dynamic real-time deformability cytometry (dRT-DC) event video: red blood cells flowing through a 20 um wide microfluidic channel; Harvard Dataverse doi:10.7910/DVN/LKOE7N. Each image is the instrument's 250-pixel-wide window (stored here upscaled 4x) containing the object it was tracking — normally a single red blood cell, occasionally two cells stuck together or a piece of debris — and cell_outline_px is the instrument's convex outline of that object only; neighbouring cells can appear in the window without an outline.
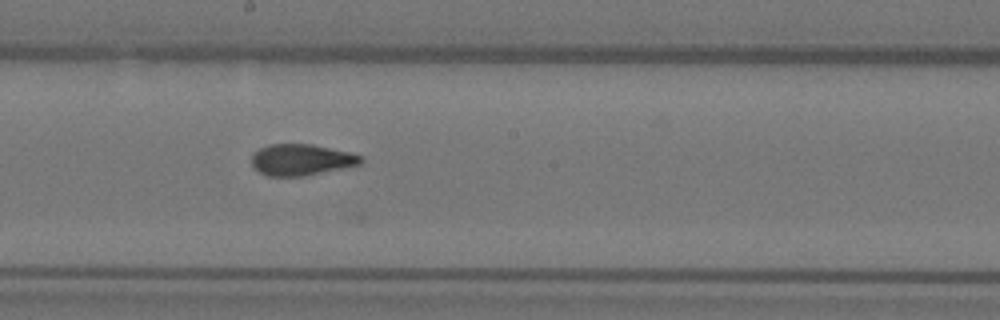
{"species": "Egyptian fruit bat (a non-hibernating species)", "species_latin": "Rousettus aegyptiacus", "temperature_condition": "warm", "stored_images_in_passage": 32, "camera_frame_rate_fps": 3000, "um_per_image_px": 0.085, "animal": {"sex": "female"}, "frame": {"image": 1, "passage_image": 28, "time_ms": 9.0, "image_size_px": [1000, 320], "cell_outline_px": [[364, 160], [360, 164], [304, 176], [268, 176], [252, 168], [252, 152], [268, 144], [312, 144], [348, 152], [364, 156]], "centroid_in_image_um": [25.58, 13.57], "position_along_channel_um": 222.6, "area_um2": 19.94}}
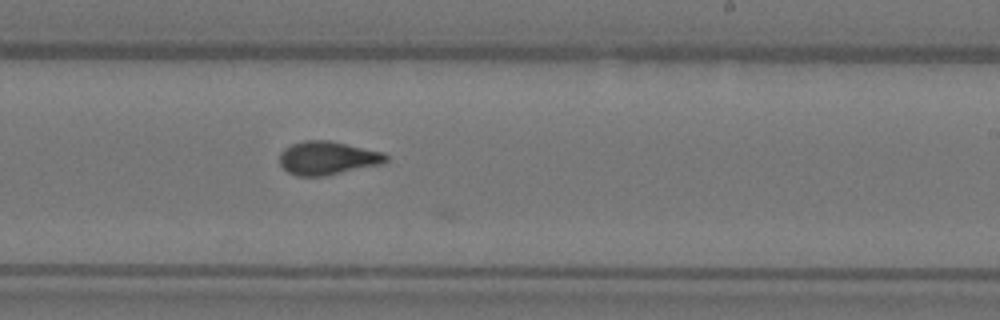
{"frame": {"image": 2, "passage_image": 31, "time_ms": 10.0, "image_size_px": [1000, 320], "cell_outline_px": [[388, 160], [384, 164], [324, 176], [296, 176], [288, 172], [280, 164], [280, 152], [284, 148], [292, 144], [304, 140], [328, 140], [384, 152], [388, 156]], "centroid_in_image_um": [27.86, 13.43], "position_along_channel_um": 261.1, "area_um2": 20.87}}